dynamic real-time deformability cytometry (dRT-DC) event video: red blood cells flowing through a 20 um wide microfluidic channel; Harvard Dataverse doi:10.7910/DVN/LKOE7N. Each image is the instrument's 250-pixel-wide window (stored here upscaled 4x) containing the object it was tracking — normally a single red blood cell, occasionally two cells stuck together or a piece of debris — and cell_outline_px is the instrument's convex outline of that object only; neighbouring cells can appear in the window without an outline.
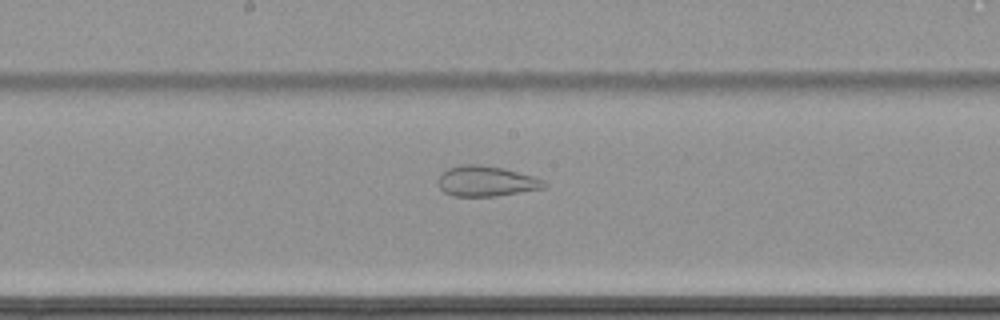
{"species": "common noctule bat (a hibernating species)", "species_latin": "Nyctalus noctula", "temperature_condition": "cold", "stored_images_in_passage": 62, "camera_frame_rate_fps": 3000, "um_per_image_px": 0.085, "animal": {"sex": "female", "body_mass_g": 22.7, "forearm_length_mm": 54.2}, "frame": {"image": 1, "passage_image": 35, "time_ms": 11.333, "image_size_px": [1000, 320], "cell_outline_px": [[548, 188], [496, 196], [452, 196], [444, 192], [440, 188], [436, 180], [448, 168], [460, 164], [480, 164], [504, 168], [532, 176], [544, 180], [548, 184]], "centroid_in_image_um": [41.35, 15.4], "position_along_channel_um": 206.9, "area_um2": 19.02}}
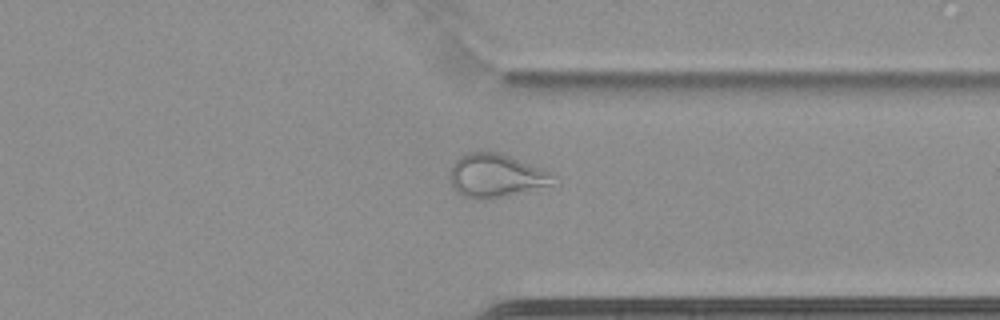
{"frame": {"image": 2, "passage_image": 49, "time_ms": 16.0, "image_size_px": [1000, 320], "cell_outline_px": [[560, 184], [484, 200], [480, 200], [464, 196], [452, 188], [452, 164], [460, 156], [468, 152], [496, 152], [508, 156], [540, 168], [556, 176]], "centroid_in_image_um": [42.21, 14.95], "position_along_channel_um": 369.2, "area_um2": 25.95}}
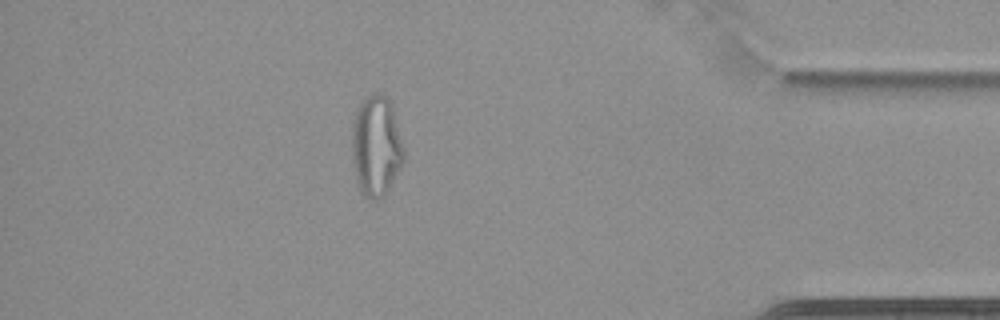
{"frame": {"image": 3, "passage_image": 55, "time_ms": 18.0, "image_size_px": [1000, 320], "cell_outline_px": [[404, 160], [400, 168], [384, 196], [380, 200], [372, 200], [360, 192], [356, 184], [352, 160], [352, 124], [356, 108], [360, 100], [372, 92], [380, 92], [392, 104], [404, 148]], "centroid_in_image_um": [31.95, 12.4], "position_along_channel_um": 403.3, "area_um2": 31.04}}